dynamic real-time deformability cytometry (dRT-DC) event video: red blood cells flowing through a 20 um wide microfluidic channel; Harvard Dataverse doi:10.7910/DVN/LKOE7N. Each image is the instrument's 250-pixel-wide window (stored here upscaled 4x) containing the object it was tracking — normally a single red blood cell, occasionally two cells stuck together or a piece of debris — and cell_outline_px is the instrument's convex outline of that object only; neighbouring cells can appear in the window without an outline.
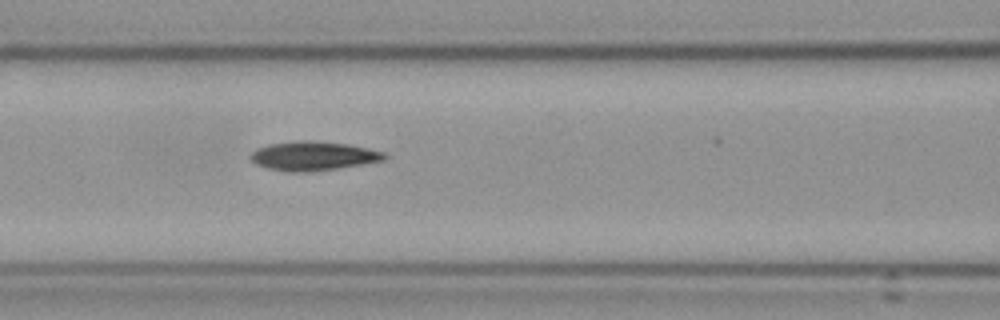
{"species": "Egyptian fruit bat (a non-hibernating species)", "species_latin": "Rousettus aegyptiacus", "temperature_condition": "cold", "stored_images_in_passage": 3, "camera_frame_rate_fps": 3000, "um_per_image_px": 0.085, "frame": {"image": 1, "passage_image": 3, "time_ms": 3.333, "image_size_px": [1000, 320], "cell_outline_px": [[388, 156], [384, 160], [336, 168], [308, 172], [292, 172], [268, 168], [256, 164], [248, 156], [256, 148], [268, 144], [296, 140], [308, 140], [348, 144], [388, 152]], "centroid_in_image_um": [26.62, 13.24], "position_along_channel_um": 140.0, "area_um2": 22.72}}